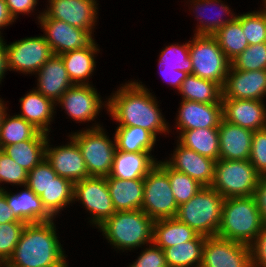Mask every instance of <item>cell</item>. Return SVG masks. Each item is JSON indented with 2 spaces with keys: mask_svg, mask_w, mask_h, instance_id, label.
Segmentation results:
<instances>
[{
  "mask_svg": "<svg viewBox=\"0 0 266 267\" xmlns=\"http://www.w3.org/2000/svg\"><path fill=\"white\" fill-rule=\"evenodd\" d=\"M157 163L152 152L129 153L116 149L112 169L107 177L126 180L144 179Z\"/></svg>",
  "mask_w": 266,
  "mask_h": 267,
  "instance_id": "26",
  "label": "cell"
},
{
  "mask_svg": "<svg viewBox=\"0 0 266 267\" xmlns=\"http://www.w3.org/2000/svg\"><path fill=\"white\" fill-rule=\"evenodd\" d=\"M6 43L2 36H0V84L5 77V73L9 70L6 54Z\"/></svg>",
  "mask_w": 266,
  "mask_h": 267,
  "instance_id": "52",
  "label": "cell"
},
{
  "mask_svg": "<svg viewBox=\"0 0 266 267\" xmlns=\"http://www.w3.org/2000/svg\"><path fill=\"white\" fill-rule=\"evenodd\" d=\"M115 140L117 150L124 152H151L157 139L142 127H116Z\"/></svg>",
  "mask_w": 266,
  "mask_h": 267,
  "instance_id": "36",
  "label": "cell"
},
{
  "mask_svg": "<svg viewBox=\"0 0 266 267\" xmlns=\"http://www.w3.org/2000/svg\"><path fill=\"white\" fill-rule=\"evenodd\" d=\"M110 197L116 212L140 210L143 204L144 179L106 177Z\"/></svg>",
  "mask_w": 266,
  "mask_h": 267,
  "instance_id": "29",
  "label": "cell"
},
{
  "mask_svg": "<svg viewBox=\"0 0 266 267\" xmlns=\"http://www.w3.org/2000/svg\"><path fill=\"white\" fill-rule=\"evenodd\" d=\"M249 161L261 176H266V128L253 131Z\"/></svg>",
  "mask_w": 266,
  "mask_h": 267,
  "instance_id": "45",
  "label": "cell"
},
{
  "mask_svg": "<svg viewBox=\"0 0 266 267\" xmlns=\"http://www.w3.org/2000/svg\"><path fill=\"white\" fill-rule=\"evenodd\" d=\"M44 13L52 19L89 31L92 35L98 17L97 0H47Z\"/></svg>",
  "mask_w": 266,
  "mask_h": 267,
  "instance_id": "15",
  "label": "cell"
},
{
  "mask_svg": "<svg viewBox=\"0 0 266 267\" xmlns=\"http://www.w3.org/2000/svg\"><path fill=\"white\" fill-rule=\"evenodd\" d=\"M222 99L263 100L266 96V70L243 71L230 67Z\"/></svg>",
  "mask_w": 266,
  "mask_h": 267,
  "instance_id": "17",
  "label": "cell"
},
{
  "mask_svg": "<svg viewBox=\"0 0 266 267\" xmlns=\"http://www.w3.org/2000/svg\"><path fill=\"white\" fill-rule=\"evenodd\" d=\"M205 236L163 249L168 267H200Z\"/></svg>",
  "mask_w": 266,
  "mask_h": 267,
  "instance_id": "34",
  "label": "cell"
},
{
  "mask_svg": "<svg viewBox=\"0 0 266 267\" xmlns=\"http://www.w3.org/2000/svg\"><path fill=\"white\" fill-rule=\"evenodd\" d=\"M220 159L249 160L253 131L223 118L218 127Z\"/></svg>",
  "mask_w": 266,
  "mask_h": 267,
  "instance_id": "24",
  "label": "cell"
},
{
  "mask_svg": "<svg viewBox=\"0 0 266 267\" xmlns=\"http://www.w3.org/2000/svg\"><path fill=\"white\" fill-rule=\"evenodd\" d=\"M108 98L101 100L100 93L91 85H73L55 103L76 123L94 121L104 107L108 110Z\"/></svg>",
  "mask_w": 266,
  "mask_h": 267,
  "instance_id": "12",
  "label": "cell"
},
{
  "mask_svg": "<svg viewBox=\"0 0 266 267\" xmlns=\"http://www.w3.org/2000/svg\"><path fill=\"white\" fill-rule=\"evenodd\" d=\"M236 70H266V42L249 45L241 54L231 61Z\"/></svg>",
  "mask_w": 266,
  "mask_h": 267,
  "instance_id": "41",
  "label": "cell"
},
{
  "mask_svg": "<svg viewBox=\"0 0 266 267\" xmlns=\"http://www.w3.org/2000/svg\"><path fill=\"white\" fill-rule=\"evenodd\" d=\"M223 119L257 131L266 128V105L263 100L222 99Z\"/></svg>",
  "mask_w": 266,
  "mask_h": 267,
  "instance_id": "20",
  "label": "cell"
},
{
  "mask_svg": "<svg viewBox=\"0 0 266 267\" xmlns=\"http://www.w3.org/2000/svg\"><path fill=\"white\" fill-rule=\"evenodd\" d=\"M6 105H7L6 102H4V100L0 98V127H1L2 119L6 111L8 110V107Z\"/></svg>",
  "mask_w": 266,
  "mask_h": 267,
  "instance_id": "53",
  "label": "cell"
},
{
  "mask_svg": "<svg viewBox=\"0 0 266 267\" xmlns=\"http://www.w3.org/2000/svg\"><path fill=\"white\" fill-rule=\"evenodd\" d=\"M25 225L22 221L0 223V267L11 257Z\"/></svg>",
  "mask_w": 266,
  "mask_h": 267,
  "instance_id": "42",
  "label": "cell"
},
{
  "mask_svg": "<svg viewBox=\"0 0 266 267\" xmlns=\"http://www.w3.org/2000/svg\"><path fill=\"white\" fill-rule=\"evenodd\" d=\"M35 74L34 89L54 103L73 86L60 55L53 54Z\"/></svg>",
  "mask_w": 266,
  "mask_h": 267,
  "instance_id": "22",
  "label": "cell"
},
{
  "mask_svg": "<svg viewBox=\"0 0 266 267\" xmlns=\"http://www.w3.org/2000/svg\"><path fill=\"white\" fill-rule=\"evenodd\" d=\"M141 209L154 221L176 217L178 205L171 190L169 176L158 164L144 177Z\"/></svg>",
  "mask_w": 266,
  "mask_h": 267,
  "instance_id": "9",
  "label": "cell"
},
{
  "mask_svg": "<svg viewBox=\"0 0 266 267\" xmlns=\"http://www.w3.org/2000/svg\"><path fill=\"white\" fill-rule=\"evenodd\" d=\"M198 235L187 224L173 217L154 221L152 242L165 249L195 239Z\"/></svg>",
  "mask_w": 266,
  "mask_h": 267,
  "instance_id": "32",
  "label": "cell"
},
{
  "mask_svg": "<svg viewBox=\"0 0 266 267\" xmlns=\"http://www.w3.org/2000/svg\"><path fill=\"white\" fill-rule=\"evenodd\" d=\"M241 23L249 45L266 42V12L262 10L246 12L236 16Z\"/></svg>",
  "mask_w": 266,
  "mask_h": 267,
  "instance_id": "40",
  "label": "cell"
},
{
  "mask_svg": "<svg viewBox=\"0 0 266 267\" xmlns=\"http://www.w3.org/2000/svg\"><path fill=\"white\" fill-rule=\"evenodd\" d=\"M178 93L182 100L195 101L199 103H222L223 89L213 81L189 74L182 82Z\"/></svg>",
  "mask_w": 266,
  "mask_h": 267,
  "instance_id": "33",
  "label": "cell"
},
{
  "mask_svg": "<svg viewBox=\"0 0 266 267\" xmlns=\"http://www.w3.org/2000/svg\"><path fill=\"white\" fill-rule=\"evenodd\" d=\"M160 53L158 65L162 80L178 91L186 77L192 74L189 40L183 44L173 43L167 45Z\"/></svg>",
  "mask_w": 266,
  "mask_h": 267,
  "instance_id": "21",
  "label": "cell"
},
{
  "mask_svg": "<svg viewBox=\"0 0 266 267\" xmlns=\"http://www.w3.org/2000/svg\"><path fill=\"white\" fill-rule=\"evenodd\" d=\"M7 7L9 8L10 14L15 20L19 18V14H32L36 11L38 0H5Z\"/></svg>",
  "mask_w": 266,
  "mask_h": 267,
  "instance_id": "48",
  "label": "cell"
},
{
  "mask_svg": "<svg viewBox=\"0 0 266 267\" xmlns=\"http://www.w3.org/2000/svg\"><path fill=\"white\" fill-rule=\"evenodd\" d=\"M47 133L41 132L33 124L17 114L5 113L0 127V149L30 139H48Z\"/></svg>",
  "mask_w": 266,
  "mask_h": 267,
  "instance_id": "30",
  "label": "cell"
},
{
  "mask_svg": "<svg viewBox=\"0 0 266 267\" xmlns=\"http://www.w3.org/2000/svg\"><path fill=\"white\" fill-rule=\"evenodd\" d=\"M254 197L260 212L262 221L266 224V176H261L255 189Z\"/></svg>",
  "mask_w": 266,
  "mask_h": 267,
  "instance_id": "49",
  "label": "cell"
},
{
  "mask_svg": "<svg viewBox=\"0 0 266 267\" xmlns=\"http://www.w3.org/2000/svg\"><path fill=\"white\" fill-rule=\"evenodd\" d=\"M177 112L175 128L178 129V135L185 130L218 128L223 118L222 103L205 104L182 100Z\"/></svg>",
  "mask_w": 266,
  "mask_h": 267,
  "instance_id": "18",
  "label": "cell"
},
{
  "mask_svg": "<svg viewBox=\"0 0 266 267\" xmlns=\"http://www.w3.org/2000/svg\"><path fill=\"white\" fill-rule=\"evenodd\" d=\"M27 179L28 172L0 149V189H7L1 183L25 186Z\"/></svg>",
  "mask_w": 266,
  "mask_h": 267,
  "instance_id": "43",
  "label": "cell"
},
{
  "mask_svg": "<svg viewBox=\"0 0 266 267\" xmlns=\"http://www.w3.org/2000/svg\"><path fill=\"white\" fill-rule=\"evenodd\" d=\"M142 249L136 261L128 267H168L162 248L152 242L145 249L143 247Z\"/></svg>",
  "mask_w": 266,
  "mask_h": 267,
  "instance_id": "46",
  "label": "cell"
},
{
  "mask_svg": "<svg viewBox=\"0 0 266 267\" xmlns=\"http://www.w3.org/2000/svg\"><path fill=\"white\" fill-rule=\"evenodd\" d=\"M213 36L230 61L236 58L249 46V43L244 36L242 25L236 18L232 22L221 27L213 34Z\"/></svg>",
  "mask_w": 266,
  "mask_h": 267,
  "instance_id": "38",
  "label": "cell"
},
{
  "mask_svg": "<svg viewBox=\"0 0 266 267\" xmlns=\"http://www.w3.org/2000/svg\"><path fill=\"white\" fill-rule=\"evenodd\" d=\"M65 145H50L48 136L45 148V160L51 165L58 176L76 183L90 177L78 144L70 137ZM52 146V147H51Z\"/></svg>",
  "mask_w": 266,
  "mask_h": 267,
  "instance_id": "16",
  "label": "cell"
},
{
  "mask_svg": "<svg viewBox=\"0 0 266 267\" xmlns=\"http://www.w3.org/2000/svg\"><path fill=\"white\" fill-rule=\"evenodd\" d=\"M224 200L211 186H204L188 202L178 206L176 218L199 235L217 236Z\"/></svg>",
  "mask_w": 266,
  "mask_h": 267,
  "instance_id": "5",
  "label": "cell"
},
{
  "mask_svg": "<svg viewBox=\"0 0 266 267\" xmlns=\"http://www.w3.org/2000/svg\"><path fill=\"white\" fill-rule=\"evenodd\" d=\"M111 94L107 113L119 123L117 127H142L156 139L159 134L165 136L171 132L162 110L158 108L156 96L140 80H128Z\"/></svg>",
  "mask_w": 266,
  "mask_h": 267,
  "instance_id": "1",
  "label": "cell"
},
{
  "mask_svg": "<svg viewBox=\"0 0 266 267\" xmlns=\"http://www.w3.org/2000/svg\"><path fill=\"white\" fill-rule=\"evenodd\" d=\"M263 3H264V8L262 9V11L266 12V0H263Z\"/></svg>",
  "mask_w": 266,
  "mask_h": 267,
  "instance_id": "54",
  "label": "cell"
},
{
  "mask_svg": "<svg viewBox=\"0 0 266 267\" xmlns=\"http://www.w3.org/2000/svg\"><path fill=\"white\" fill-rule=\"evenodd\" d=\"M89 211L90 225L98 228L116 211L110 197L106 177L90 176L73 183V202Z\"/></svg>",
  "mask_w": 266,
  "mask_h": 267,
  "instance_id": "10",
  "label": "cell"
},
{
  "mask_svg": "<svg viewBox=\"0 0 266 267\" xmlns=\"http://www.w3.org/2000/svg\"><path fill=\"white\" fill-rule=\"evenodd\" d=\"M18 220L13 214L11 208L8 206L5 195L0 191V223H8Z\"/></svg>",
  "mask_w": 266,
  "mask_h": 267,
  "instance_id": "50",
  "label": "cell"
},
{
  "mask_svg": "<svg viewBox=\"0 0 266 267\" xmlns=\"http://www.w3.org/2000/svg\"><path fill=\"white\" fill-rule=\"evenodd\" d=\"M94 122L91 127L71 132L68 136L78 144L89 176L107 177L110 175L117 149L116 140L115 136L110 139L106 135V129L100 123Z\"/></svg>",
  "mask_w": 266,
  "mask_h": 267,
  "instance_id": "6",
  "label": "cell"
},
{
  "mask_svg": "<svg viewBox=\"0 0 266 267\" xmlns=\"http://www.w3.org/2000/svg\"><path fill=\"white\" fill-rule=\"evenodd\" d=\"M200 267H252L250 247L218 236L206 237Z\"/></svg>",
  "mask_w": 266,
  "mask_h": 267,
  "instance_id": "14",
  "label": "cell"
},
{
  "mask_svg": "<svg viewBox=\"0 0 266 267\" xmlns=\"http://www.w3.org/2000/svg\"><path fill=\"white\" fill-rule=\"evenodd\" d=\"M19 100L21 111L17 115L33 124L41 132L50 134V125L56 113L55 103L34 88Z\"/></svg>",
  "mask_w": 266,
  "mask_h": 267,
  "instance_id": "25",
  "label": "cell"
},
{
  "mask_svg": "<svg viewBox=\"0 0 266 267\" xmlns=\"http://www.w3.org/2000/svg\"><path fill=\"white\" fill-rule=\"evenodd\" d=\"M56 176L57 173L44 159L40 164L36 165L30 172H28L26 185L37 196H40Z\"/></svg>",
  "mask_w": 266,
  "mask_h": 267,
  "instance_id": "44",
  "label": "cell"
},
{
  "mask_svg": "<svg viewBox=\"0 0 266 267\" xmlns=\"http://www.w3.org/2000/svg\"><path fill=\"white\" fill-rule=\"evenodd\" d=\"M249 247L252 267H266V224Z\"/></svg>",
  "mask_w": 266,
  "mask_h": 267,
  "instance_id": "47",
  "label": "cell"
},
{
  "mask_svg": "<svg viewBox=\"0 0 266 267\" xmlns=\"http://www.w3.org/2000/svg\"><path fill=\"white\" fill-rule=\"evenodd\" d=\"M263 224L254 195L225 198L217 236L250 245Z\"/></svg>",
  "mask_w": 266,
  "mask_h": 267,
  "instance_id": "4",
  "label": "cell"
},
{
  "mask_svg": "<svg viewBox=\"0 0 266 267\" xmlns=\"http://www.w3.org/2000/svg\"><path fill=\"white\" fill-rule=\"evenodd\" d=\"M99 48L96 41L93 40L86 48L68 51L60 55L73 85H91L89 80L96 70L95 57L100 52Z\"/></svg>",
  "mask_w": 266,
  "mask_h": 267,
  "instance_id": "27",
  "label": "cell"
},
{
  "mask_svg": "<svg viewBox=\"0 0 266 267\" xmlns=\"http://www.w3.org/2000/svg\"><path fill=\"white\" fill-rule=\"evenodd\" d=\"M190 1V10H192L196 14L197 26L194 31L196 35H213L216 33L221 27L225 24L232 22L236 18V13L231 10L228 4H224L221 0H189ZM219 9L220 13H215V18L206 16V11H209V7L214 10ZM193 8V9H192ZM214 8V9H213ZM223 11V12H222ZM213 13V12H212ZM223 13V14H222ZM228 17H226V15ZM213 14V15H214ZM208 15V14H207ZM223 15L225 17H223ZM206 16V17H205ZM212 18V19H211ZM225 18V19H223Z\"/></svg>",
  "mask_w": 266,
  "mask_h": 267,
  "instance_id": "28",
  "label": "cell"
},
{
  "mask_svg": "<svg viewBox=\"0 0 266 267\" xmlns=\"http://www.w3.org/2000/svg\"><path fill=\"white\" fill-rule=\"evenodd\" d=\"M23 187L24 190L16 193L1 190L15 217L25 224L53 221L55 218L46 210L40 197L27 185Z\"/></svg>",
  "mask_w": 266,
  "mask_h": 267,
  "instance_id": "23",
  "label": "cell"
},
{
  "mask_svg": "<svg viewBox=\"0 0 266 267\" xmlns=\"http://www.w3.org/2000/svg\"><path fill=\"white\" fill-rule=\"evenodd\" d=\"M169 176L171 190L177 205L188 202L202 187L197 180L171 168L165 161L157 163Z\"/></svg>",
  "mask_w": 266,
  "mask_h": 267,
  "instance_id": "39",
  "label": "cell"
},
{
  "mask_svg": "<svg viewBox=\"0 0 266 267\" xmlns=\"http://www.w3.org/2000/svg\"><path fill=\"white\" fill-rule=\"evenodd\" d=\"M39 197L46 210L56 218L73 203V183L57 175Z\"/></svg>",
  "mask_w": 266,
  "mask_h": 267,
  "instance_id": "37",
  "label": "cell"
},
{
  "mask_svg": "<svg viewBox=\"0 0 266 267\" xmlns=\"http://www.w3.org/2000/svg\"><path fill=\"white\" fill-rule=\"evenodd\" d=\"M164 160L171 168L197 180L203 186H211L214 180L216 161L194 150L184 147L178 141L173 154Z\"/></svg>",
  "mask_w": 266,
  "mask_h": 267,
  "instance_id": "19",
  "label": "cell"
},
{
  "mask_svg": "<svg viewBox=\"0 0 266 267\" xmlns=\"http://www.w3.org/2000/svg\"><path fill=\"white\" fill-rule=\"evenodd\" d=\"M14 22H16V20L10 14L6 1L0 0V36L3 34L1 33V30H3L4 27L7 28V26H10V24Z\"/></svg>",
  "mask_w": 266,
  "mask_h": 267,
  "instance_id": "51",
  "label": "cell"
},
{
  "mask_svg": "<svg viewBox=\"0 0 266 267\" xmlns=\"http://www.w3.org/2000/svg\"><path fill=\"white\" fill-rule=\"evenodd\" d=\"M177 138L181 145L196 151L204 157L215 161L220 159L218 128L185 130Z\"/></svg>",
  "mask_w": 266,
  "mask_h": 267,
  "instance_id": "31",
  "label": "cell"
},
{
  "mask_svg": "<svg viewBox=\"0 0 266 267\" xmlns=\"http://www.w3.org/2000/svg\"><path fill=\"white\" fill-rule=\"evenodd\" d=\"M38 23L44 31V37L56 55L86 48L94 36L87 30L72 26L66 22L49 18L44 12H38Z\"/></svg>",
  "mask_w": 266,
  "mask_h": 267,
  "instance_id": "13",
  "label": "cell"
},
{
  "mask_svg": "<svg viewBox=\"0 0 266 267\" xmlns=\"http://www.w3.org/2000/svg\"><path fill=\"white\" fill-rule=\"evenodd\" d=\"M189 40V57L192 63V74L197 77L218 83L222 88L231 67L213 35L194 34Z\"/></svg>",
  "mask_w": 266,
  "mask_h": 267,
  "instance_id": "7",
  "label": "cell"
},
{
  "mask_svg": "<svg viewBox=\"0 0 266 267\" xmlns=\"http://www.w3.org/2000/svg\"><path fill=\"white\" fill-rule=\"evenodd\" d=\"M260 177L249 160L219 159L211 187L223 198L252 196Z\"/></svg>",
  "mask_w": 266,
  "mask_h": 267,
  "instance_id": "8",
  "label": "cell"
},
{
  "mask_svg": "<svg viewBox=\"0 0 266 267\" xmlns=\"http://www.w3.org/2000/svg\"><path fill=\"white\" fill-rule=\"evenodd\" d=\"M54 220L26 224L8 261L2 267H68Z\"/></svg>",
  "mask_w": 266,
  "mask_h": 267,
  "instance_id": "2",
  "label": "cell"
},
{
  "mask_svg": "<svg viewBox=\"0 0 266 267\" xmlns=\"http://www.w3.org/2000/svg\"><path fill=\"white\" fill-rule=\"evenodd\" d=\"M153 225L154 220L140 209L115 212L98 230L116 251L128 252L152 243Z\"/></svg>",
  "mask_w": 266,
  "mask_h": 267,
  "instance_id": "3",
  "label": "cell"
},
{
  "mask_svg": "<svg viewBox=\"0 0 266 267\" xmlns=\"http://www.w3.org/2000/svg\"><path fill=\"white\" fill-rule=\"evenodd\" d=\"M47 139H30L5 146L2 151L17 164L30 172L45 159Z\"/></svg>",
  "mask_w": 266,
  "mask_h": 267,
  "instance_id": "35",
  "label": "cell"
},
{
  "mask_svg": "<svg viewBox=\"0 0 266 267\" xmlns=\"http://www.w3.org/2000/svg\"><path fill=\"white\" fill-rule=\"evenodd\" d=\"M6 54L9 71L35 75L54 53L41 35L6 44Z\"/></svg>",
  "mask_w": 266,
  "mask_h": 267,
  "instance_id": "11",
  "label": "cell"
}]
</instances>
